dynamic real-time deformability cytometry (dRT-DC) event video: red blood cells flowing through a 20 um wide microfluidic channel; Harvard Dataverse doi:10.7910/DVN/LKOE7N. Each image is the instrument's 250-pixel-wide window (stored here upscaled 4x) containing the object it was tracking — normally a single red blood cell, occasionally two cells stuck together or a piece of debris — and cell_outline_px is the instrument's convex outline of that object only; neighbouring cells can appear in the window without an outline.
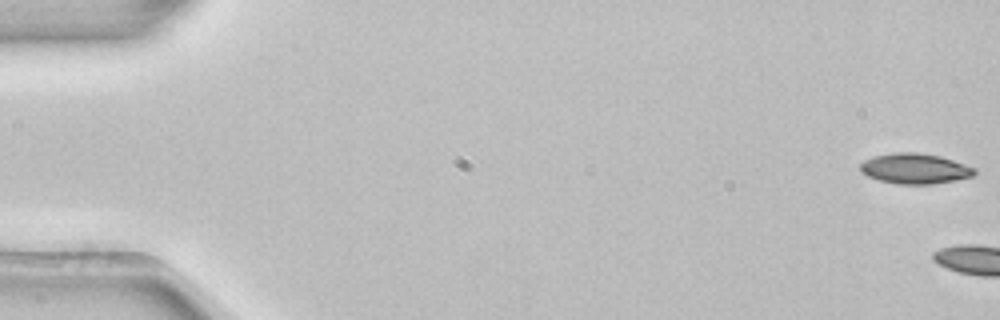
{"species": "common noctule bat (a hibernating species)", "species_latin": "Nyctalus noctula", "temperature_condition": "room temperature", "stored_images_in_passage": 5, "camera_frame_rate_fps": 3000, "um_per_image_px": 0.085, "animal": {"sex": "female", "body_mass_g": 22.7, "forearm_length_mm": 54.2}, "frame": {"image": 1, "passage_image": 1, "time_ms": 0.0, "image_size_px": [1000, 320], "cell_outline_px": [[976, 172], [972, 176], [932, 184], [896, 184], [880, 180], [868, 176], [860, 172], [860, 164], [864, 160], [872, 156], [896, 152], [916, 152], [940, 156], [976, 168]], "centroid_in_image_um": [77.72, 14.32], "position_along_channel_um": 7.3, "area_um2": 20.11}}
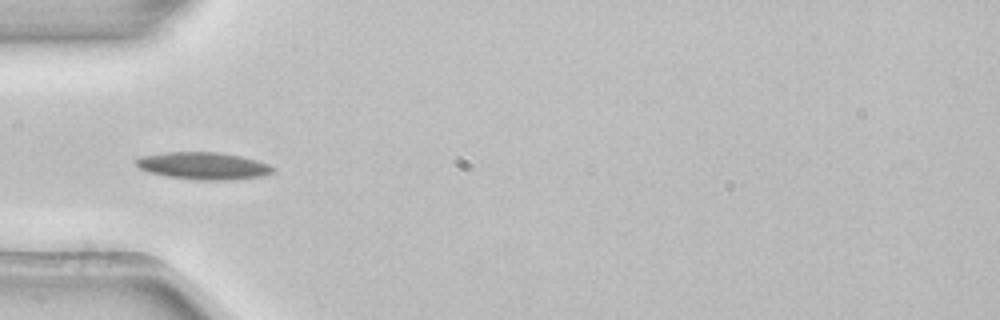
{"frame": {"image": 2, "passage_image": 5, "time_ms": 1.333, "image_size_px": [1000, 320], "cell_outline_px": [[276, 168], [272, 172], [264, 176], [232, 180], [196, 180], [168, 176], [148, 172], [140, 168], [132, 160], [140, 156], [168, 152], [216, 152], [240, 156], [256, 160], [268, 164]], "centroid_in_image_um": [17.28, 14.1], "position_along_channel_um": 67.7, "area_um2": 21.79}}